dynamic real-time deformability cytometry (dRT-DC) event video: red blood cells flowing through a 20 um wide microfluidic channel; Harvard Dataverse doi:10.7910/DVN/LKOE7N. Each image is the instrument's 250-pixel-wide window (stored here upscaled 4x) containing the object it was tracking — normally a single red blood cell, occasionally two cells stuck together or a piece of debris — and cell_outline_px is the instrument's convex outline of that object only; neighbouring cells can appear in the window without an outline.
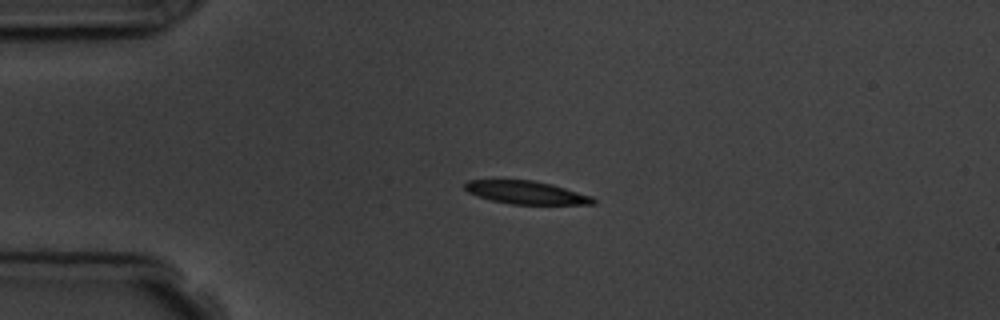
{"species": "common noctule bat (a hibernating species)", "species_latin": "Nyctalus noctula", "temperature_condition": "room temperature", "stored_images_in_passage": 3, "camera_frame_rate_fps": 3000, "um_per_image_px": 0.085, "animal": {"sex": "male", "body_mass_g": 19.5, "forearm_length_mm": 54.6}, "frame": {"image": 1, "passage_image": 1, "time_ms": 0.0, "image_size_px": [1000, 320], "cell_outline_px": [[596, 204], [512, 204], [492, 200], [468, 192], [464, 188], [464, 184], [468, 180], [532, 180], [552, 184], [592, 196], [596, 200]], "centroid_in_image_um": [44.75, 16.36], "position_along_channel_um": 40.2, "area_um2": 17.05}}